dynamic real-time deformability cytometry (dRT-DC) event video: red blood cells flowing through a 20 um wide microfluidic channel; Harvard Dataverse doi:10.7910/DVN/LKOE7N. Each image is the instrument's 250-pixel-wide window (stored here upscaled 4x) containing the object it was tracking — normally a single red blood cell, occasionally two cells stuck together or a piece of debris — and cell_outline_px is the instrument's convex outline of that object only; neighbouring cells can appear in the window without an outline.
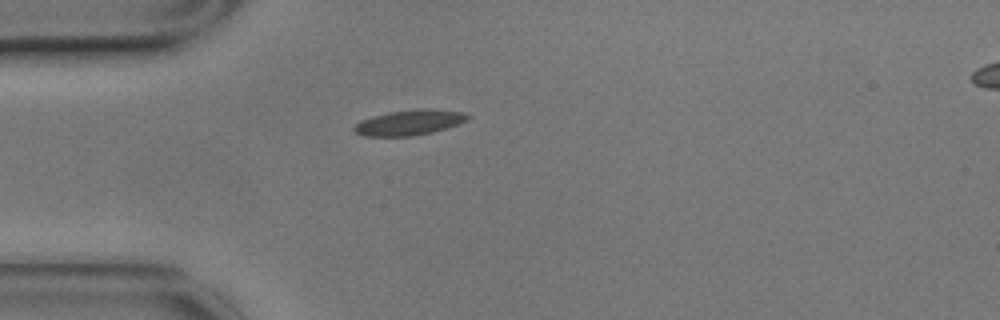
{"species": "common noctule bat (a hibernating species)", "species_latin": "Nyctalus noctula", "temperature_condition": "cold", "stored_images_in_passage": 43, "camera_frame_rate_fps": 3000, "um_per_image_px": 0.085, "animal": {"sex": "male", "body_mass_g": 17.9}, "frame": {"image": 1, "passage_image": 1, "time_ms": 0.0, "image_size_px": [1000, 320], "cell_outline_px": [[468, 120], [432, 132], [412, 136], [364, 136], [356, 132], [352, 128], [360, 120], [372, 116], [388, 112], [424, 108], [428, 108], [464, 112], [468, 116]], "centroid_in_image_um": [34.76, 10.41], "position_along_channel_um": 50.2, "area_um2": 16.59}}
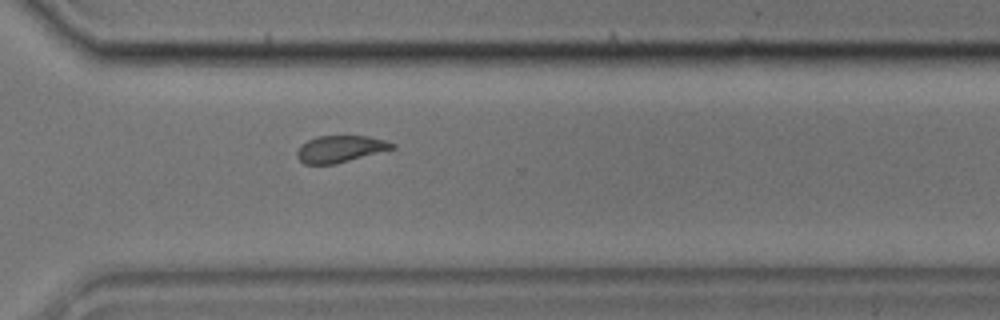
{"frame": {"image": 2, "passage_image": 27, "time_ms": 8.667, "image_size_px": [1000, 320], "cell_outline_px": [[396, 148], [332, 164], [304, 164], [296, 156], [296, 152], [300, 144], [316, 136], [368, 136], [384, 140], [396, 144]], "centroid_in_image_um": [28.89, 12.65], "position_along_channel_um": 341.7, "area_um2": 14.74}}
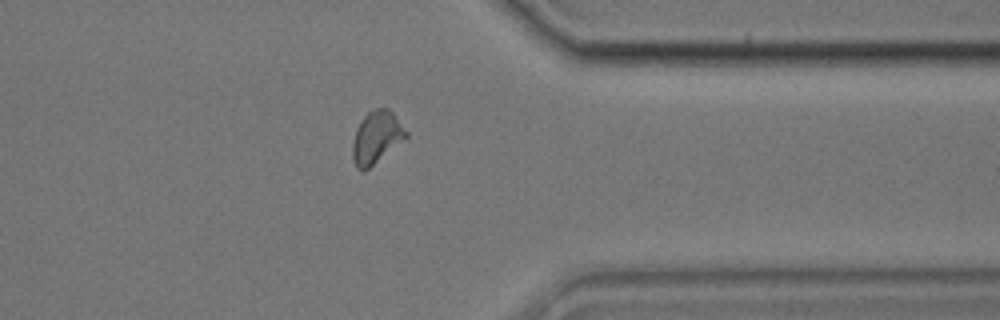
{"frame": {"image": 3, "passage_image": 31, "time_ms": 10.0, "image_size_px": [1000, 320], "cell_outline_px": [[408, 136], [364, 172], [356, 168], [352, 156], [352, 144], [356, 128], [360, 120], [368, 112], [376, 108], [388, 108], [392, 112], [408, 132]], "centroid_in_image_um": [31.98, 11.67], "position_along_channel_um": 379.4, "area_um2": 16.24}, "authors_computed_cell_mechanics": {"area_um2": 15.606, "velocity_mm_per_s": 3.4697, "shape_relaxation_time_tau1_ms": 4.5517, "shape_relaxation_time_tau2_ms": 2.1178, "deformation_change_tau1": 0.1435, "deformation_change_tau2": 0.0768}}